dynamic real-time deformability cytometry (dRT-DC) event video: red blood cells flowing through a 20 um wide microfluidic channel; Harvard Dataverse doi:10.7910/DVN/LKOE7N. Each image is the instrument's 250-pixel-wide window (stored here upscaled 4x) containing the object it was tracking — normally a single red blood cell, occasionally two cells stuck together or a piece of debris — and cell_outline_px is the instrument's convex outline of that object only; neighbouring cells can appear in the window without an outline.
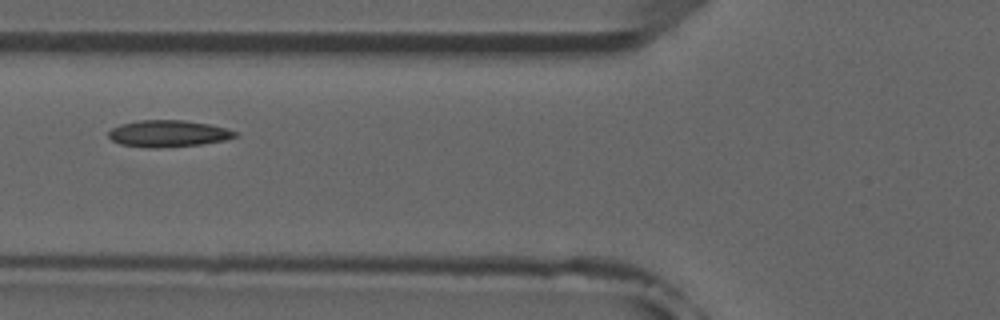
{"species": "common noctule bat (a hibernating species)", "species_latin": "Nyctalus noctula", "temperature_condition": "room temperature", "stored_images_in_passage": 6, "camera_frame_rate_fps": 3000, "um_per_image_px": 0.085, "animal": {"sex": "male", "forearm_length_mm": 52.5}, "frame": {"image": 1, "passage_image": 6, "time_ms": 6.0, "image_size_px": [1000, 320], "cell_outline_px": [[240, 136], [224, 140], [200, 144], [160, 148], [144, 148], [120, 144], [112, 140], [108, 136], [108, 132], [112, 128], [120, 124], [140, 120], [184, 120], [208, 124], [228, 128], [236, 132]], "centroid_in_image_um": [14.29, 11.36], "position_along_channel_um": 111.5, "area_um2": 19.83}}